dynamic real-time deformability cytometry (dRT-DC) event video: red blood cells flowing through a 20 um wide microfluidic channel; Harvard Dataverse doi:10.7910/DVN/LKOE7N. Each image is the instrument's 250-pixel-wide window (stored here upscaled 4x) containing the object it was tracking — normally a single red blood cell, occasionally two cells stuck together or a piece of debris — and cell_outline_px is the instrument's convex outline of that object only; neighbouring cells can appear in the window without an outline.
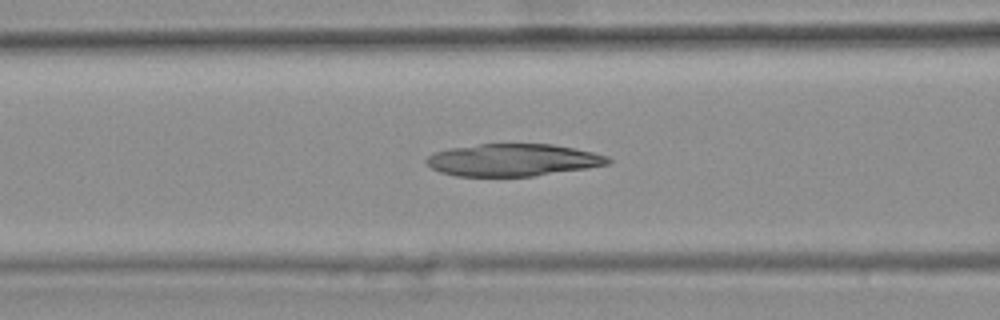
{"species": "common noctule bat (a hibernating species)", "species_latin": "Nyctalus noctula", "temperature_condition": "warm", "stored_images_in_passage": 42, "camera_frame_rate_fps": 3000, "um_per_image_px": 0.085, "animal": {"sex": "female", "body_mass_g": 25.1}, "frame": {"image": 1, "passage_image": 13, "time_ms": 4.0, "image_size_px": [1000, 320], "cell_outline_px": [[612, 160], [608, 164], [588, 168], [532, 176], [456, 176], [440, 172], [432, 168], [424, 160], [428, 156], [436, 152], [448, 148], [480, 144], [552, 144], [576, 148], [608, 156]], "centroid_in_image_um": [43.61, 13.6], "position_along_channel_um": 123.0, "area_um2": 34.16}}
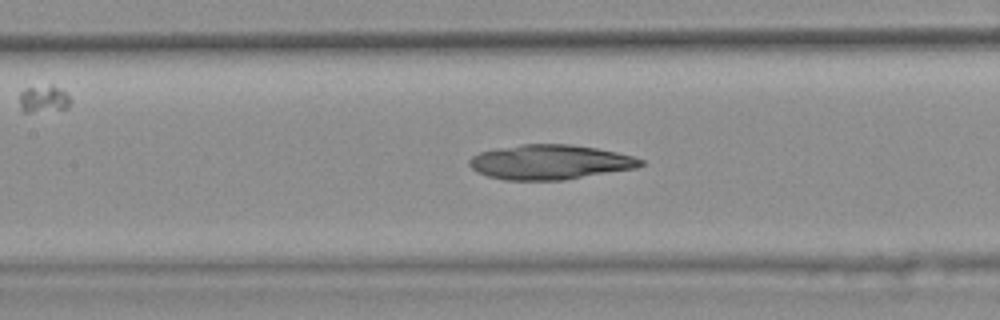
{"frame": {"image": 2, "passage_image": 16, "time_ms": 5.0, "image_size_px": [1000, 320], "cell_outline_px": [[644, 164], [636, 168], [564, 180], [504, 180], [488, 176], [476, 172], [468, 164], [468, 160], [472, 156], [480, 152], [496, 148], [520, 144], [572, 144], [596, 148], [616, 152], [632, 156], [644, 160]], "centroid_in_image_um": [46.73, 13.78], "position_along_channel_um": 160.7, "area_um2": 34.8}}
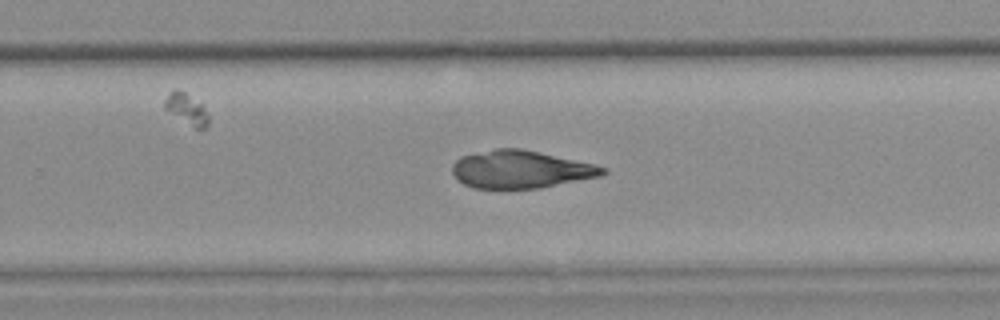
{"frame": {"image": 3, "passage_image": 26, "time_ms": 8.333, "image_size_px": [1000, 320], "cell_outline_px": [[608, 172], [600, 176], [540, 188], [472, 188], [456, 180], [452, 172], [452, 164], [460, 156], [496, 148], [520, 148], [540, 152], [592, 164], [608, 168]], "centroid_in_image_um": [44.22, 14.4], "position_along_channel_um": 285.6, "area_um2": 33.0}}